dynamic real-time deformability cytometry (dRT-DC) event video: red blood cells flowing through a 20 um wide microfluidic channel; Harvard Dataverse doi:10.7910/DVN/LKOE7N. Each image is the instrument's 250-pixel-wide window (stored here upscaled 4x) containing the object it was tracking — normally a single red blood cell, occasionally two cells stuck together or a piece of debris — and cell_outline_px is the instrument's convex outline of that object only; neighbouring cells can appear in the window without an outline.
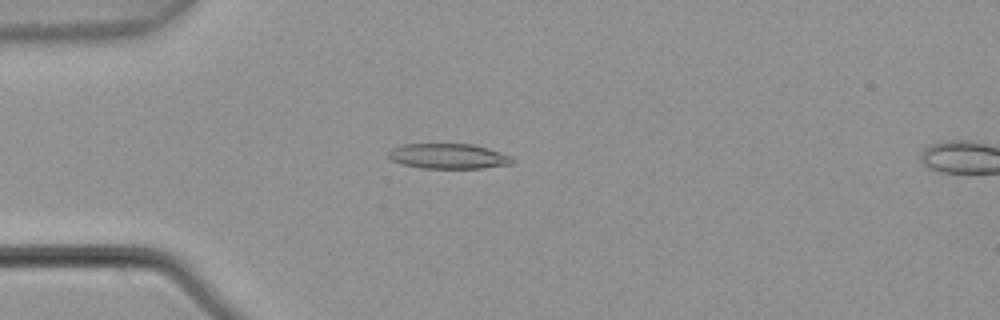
{"species": "common noctule bat (a hibernating species)", "species_latin": "Nyctalus noctula", "temperature_condition": "warm", "stored_images_in_passage": 4, "camera_frame_rate_fps": 3000, "um_per_image_px": 0.085, "animal": {"sex": "male", "body_mass_g": 21.5, "forearm_length_mm": 52.0}, "frame": {"image": 1, "passage_image": 3, "time_ms": 0.667, "image_size_px": [1000, 320], "cell_outline_px": [[516, 160], [512, 164], [480, 168], [420, 168], [404, 164], [392, 160], [388, 156], [388, 152], [392, 148], [404, 144], [472, 144], [488, 148], [512, 156]], "centroid_in_image_um": [38.15, 13.27], "position_along_channel_um": 46.9, "area_um2": 18.15}}